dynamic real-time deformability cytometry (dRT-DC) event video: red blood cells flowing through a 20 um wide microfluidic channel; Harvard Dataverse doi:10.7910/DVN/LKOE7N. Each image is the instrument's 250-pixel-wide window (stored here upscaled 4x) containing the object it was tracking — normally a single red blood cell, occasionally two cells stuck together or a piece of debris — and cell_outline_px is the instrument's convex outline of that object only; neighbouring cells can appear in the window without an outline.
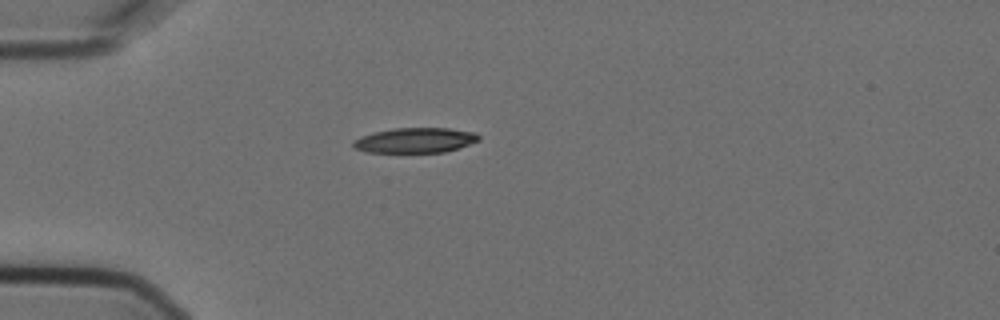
{"species": "Egyptian fruit bat (a non-hibernating species)", "species_latin": "Rousettus aegyptiacus", "temperature_condition": "cold", "stored_images_in_passage": 5, "camera_frame_rate_fps": 3000, "um_per_image_px": 0.085, "animal": {"sex": "female"}, "frame": {"image": 1, "passage_image": 1, "time_ms": 0.0, "image_size_px": [1000, 320], "cell_outline_px": [[480, 140], [460, 148], [444, 152], [364, 152], [352, 148], [352, 140], [360, 136], [392, 128], [448, 128], [476, 132], [480, 136]], "centroid_in_image_um": [35.28, 11.92], "position_along_channel_um": 49.7, "area_um2": 18.55}}
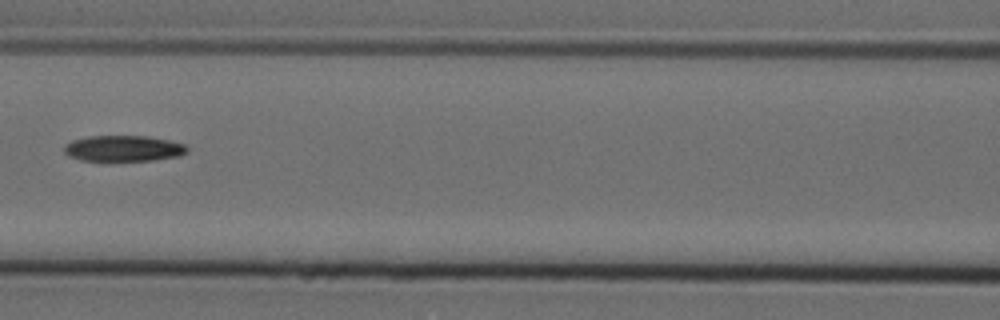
{"frame": {"image": 2, "passage_image": 4, "time_ms": 1.0, "image_size_px": [1000, 320], "cell_outline_px": [[188, 152], [180, 156], [152, 160], [80, 160], [68, 156], [64, 152], [64, 144], [72, 140], [88, 136], [144, 136], [168, 140], [184, 144], [188, 148]], "centroid_in_image_um": [10.47, 12.61], "position_along_channel_um": 156.1, "area_um2": 18.5}}
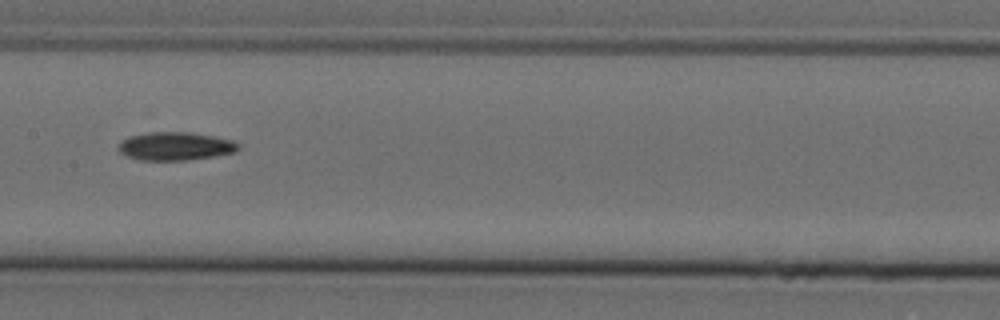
{"frame": {"image": 3, "passage_image": 5, "time_ms": 1.333, "image_size_px": [1000, 320], "cell_outline_px": [[240, 148], [236, 152], [216, 156], [188, 160], [140, 160], [128, 156], [120, 152], [120, 140], [128, 136], [148, 132], [192, 132], [236, 140], [240, 144]], "centroid_in_image_um": [14.97, 12.42], "position_along_channel_um": 192.4, "area_um2": 20.0}}